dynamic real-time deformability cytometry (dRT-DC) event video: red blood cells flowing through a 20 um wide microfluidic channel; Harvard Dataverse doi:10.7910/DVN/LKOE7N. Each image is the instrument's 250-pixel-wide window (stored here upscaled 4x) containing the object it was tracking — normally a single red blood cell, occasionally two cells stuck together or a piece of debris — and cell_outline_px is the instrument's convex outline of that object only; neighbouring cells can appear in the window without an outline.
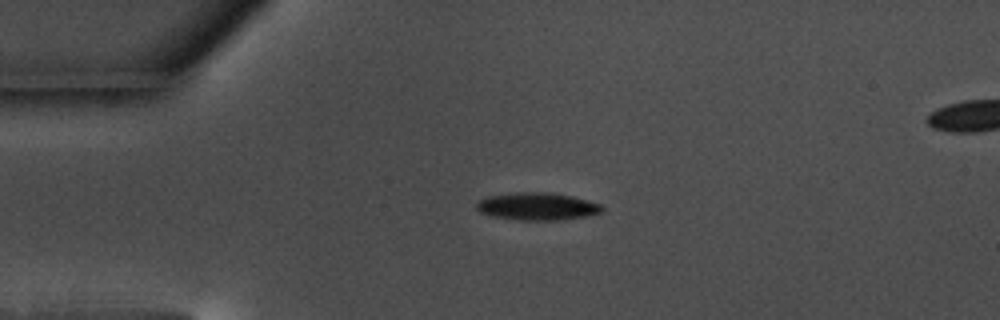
{"species": "common noctule bat (a hibernating species)", "species_latin": "Nyctalus noctula", "temperature_condition": "warm", "stored_images_in_passage": 37, "camera_frame_rate_fps": 3000, "um_per_image_px": 0.085, "animal": {"sex": "male", "body_mass_g": 17.5, "forearm_length_mm": 52.3}, "frame": {"image": 1, "passage_image": 1, "time_ms": 0.0, "image_size_px": [1000, 320], "cell_outline_px": [[604, 212], [584, 216], [560, 220], [516, 220], [492, 216], [480, 212], [476, 208], [476, 200], [488, 196], [516, 192], [552, 192], [572, 196], [600, 204], [604, 208]], "centroid_in_image_um": [45.64, 17.54], "position_along_channel_um": 39.4, "area_um2": 20.29}}
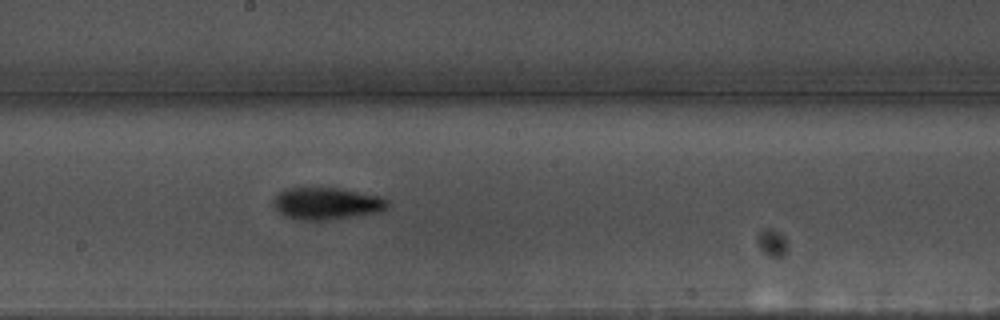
{"frame": {"image": 2, "passage_image": 19, "time_ms": 6.0, "image_size_px": [1000, 320], "cell_outline_px": [[388, 208], [376, 212], [328, 220], [296, 220], [284, 216], [272, 204], [272, 200], [280, 192], [288, 188], [340, 188], [380, 196], [388, 200]], "centroid_in_image_um": [27.74, 17.3], "position_along_channel_um": 220.5, "area_um2": 21.21}}
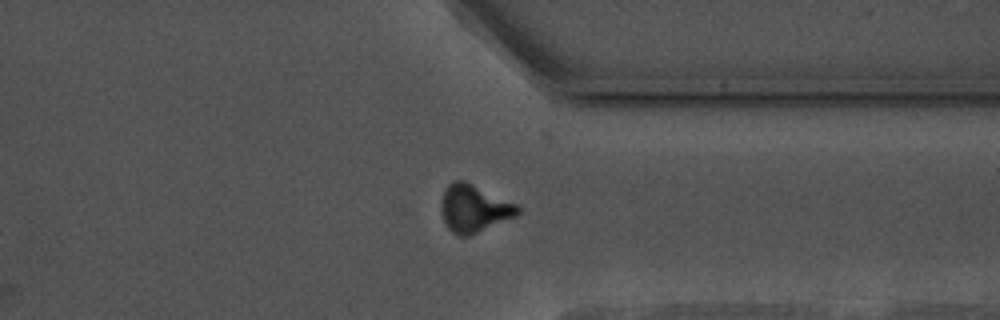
{"frame": {"image": 3, "passage_image": 32, "time_ms": 10.333, "image_size_px": [1000, 320], "cell_outline_px": [[520, 212], [516, 216], [468, 236], [460, 236], [452, 232], [448, 228], [444, 220], [444, 188], [452, 180], [464, 180], [516, 204], [520, 208]], "centroid_in_image_um": [40.32, 17.71], "position_along_channel_um": 371.1, "area_um2": 20.52}, "authors_computed_cell_mechanics": {"area_um2": 20.1722, "velocity_mm_per_s": 3.5126, "shape_relaxation_time_tau1_ms": 2.9182, "shape_relaxation_time_tau2_ms": 2.6506, "deformation_change_tau1": 0.148, "deformation_change_tau2": 0.1009}}